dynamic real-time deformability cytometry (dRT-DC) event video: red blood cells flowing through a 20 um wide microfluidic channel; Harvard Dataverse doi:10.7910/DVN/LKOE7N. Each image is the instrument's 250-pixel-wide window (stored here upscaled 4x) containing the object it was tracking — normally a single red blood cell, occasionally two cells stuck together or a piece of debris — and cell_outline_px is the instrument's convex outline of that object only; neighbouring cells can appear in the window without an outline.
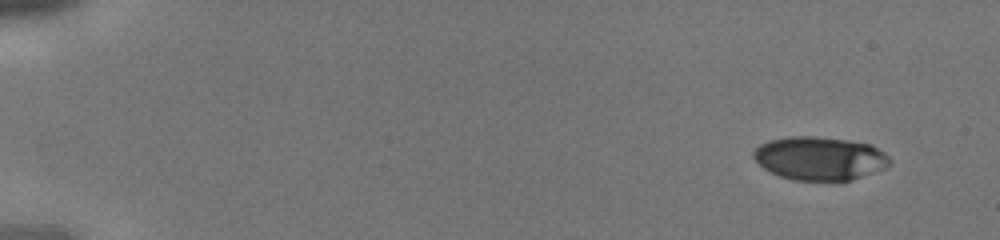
{"species": "human", "species_latin": "Homo sapiens", "temperature_condition": "cold", "stored_images_in_passage": 40, "camera_frame_rate_fps": 3000, "um_per_image_px": 0.085, "donor": {"sex": "male"}, "frame": {"image": 1, "passage_image": 1, "time_ms": 0.0, "image_size_px": [1000, 240], "cell_outline_px": [[892, 164], [888, 168], [852, 180], [792, 180], [780, 176], [764, 168], [752, 156], [752, 152], [760, 144], [768, 140], [788, 136], [812, 136], [848, 140], [872, 144], [884, 152], [892, 160]], "centroid_in_image_um": [69.72, 13.45], "position_along_channel_um": 15.3, "area_um2": 34.8}}
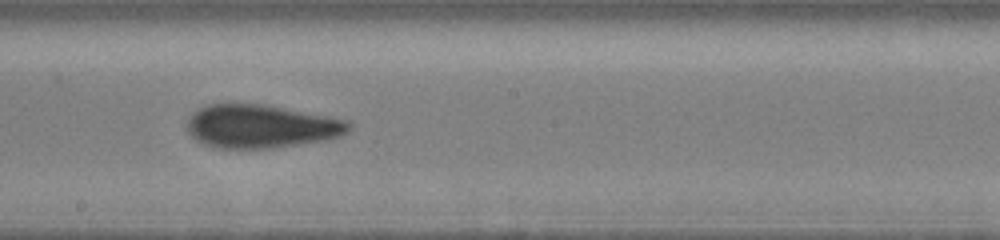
{"frame": {"image": 2, "passage_image": 23, "time_ms": 7.333, "image_size_px": [1000, 240], "cell_outline_px": [[352, 128], [348, 132], [340, 136], [324, 140], [272, 148], [216, 148], [204, 144], [196, 140], [188, 132], [188, 116], [196, 108], [208, 104], [260, 104], [348, 120], [352, 124]], "centroid_in_image_um": [22.16, 10.74], "position_along_channel_um": 226.0, "area_um2": 40.69}}
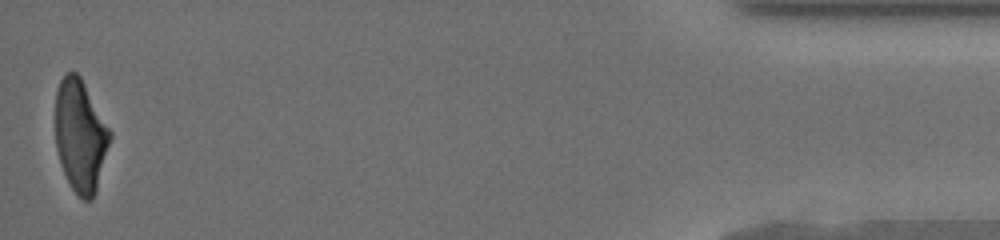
{"frame": {"image": 3, "passage_image": 40, "time_ms": 13.0, "image_size_px": [1000, 240], "cell_outline_px": [[112, 136], [96, 192], [92, 200], [84, 200], [72, 188], [60, 164], [56, 148], [56, 92], [60, 80], [64, 72], [76, 72], [80, 76], [112, 132]], "centroid_in_image_um": [6.84, 11.52], "position_along_channel_um": 428.4, "area_um2": 35.66}}